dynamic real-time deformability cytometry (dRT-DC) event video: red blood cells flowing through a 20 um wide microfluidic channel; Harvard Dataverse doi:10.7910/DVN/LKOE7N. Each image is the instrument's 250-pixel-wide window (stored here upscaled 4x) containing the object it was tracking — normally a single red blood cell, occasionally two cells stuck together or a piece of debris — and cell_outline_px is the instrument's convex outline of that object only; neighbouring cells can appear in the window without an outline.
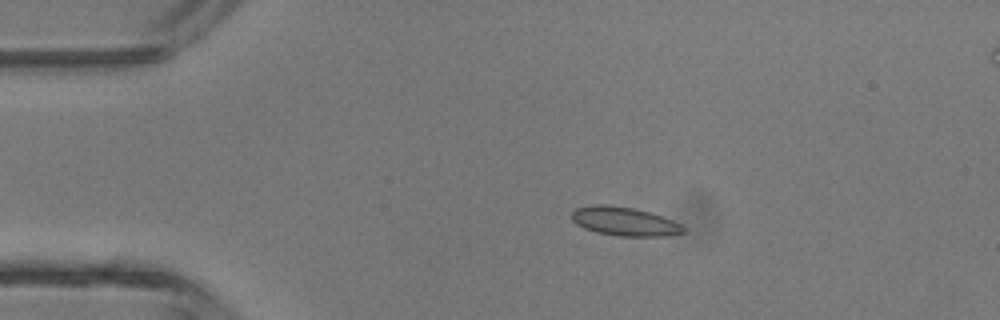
{"species": "common noctule bat (a hibernating species)", "species_latin": "Nyctalus noctula", "temperature_condition": "room temperature", "stored_images_in_passage": 5, "camera_frame_rate_fps": 3000, "um_per_image_px": 0.085, "animal": {"sex": "male", "body_mass_g": 13.3}, "frame": {"image": 1, "passage_image": 3, "time_ms": 2.333, "image_size_px": [1000, 320], "cell_outline_px": [[684, 232], [668, 236], [620, 236], [596, 232], [584, 228], [576, 224], [572, 220], [572, 212], [576, 208], [592, 204], [608, 204], [632, 208], [648, 212], [672, 220], [680, 224], [684, 228]], "centroid_in_image_um": [53.04, 18.82], "position_along_channel_um": 32.0, "area_um2": 18.61}}
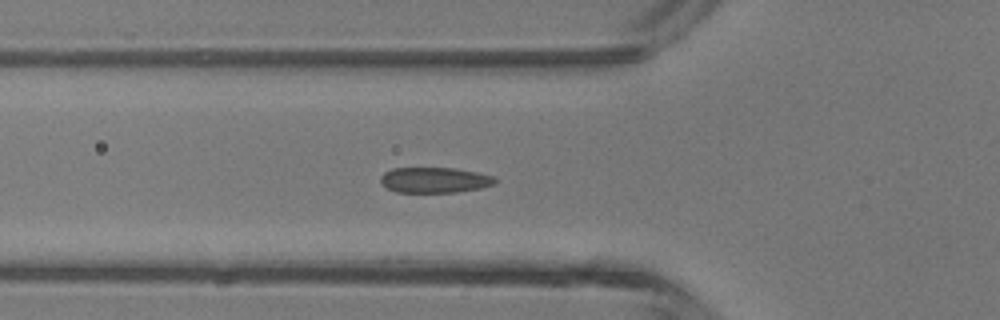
{"frame": {"image": 2, "passage_image": 5, "time_ms": 4.667, "image_size_px": [1000, 320], "cell_outline_px": [[496, 184], [480, 188], [456, 192], [396, 192], [388, 188], [380, 180], [380, 176], [384, 172], [392, 168], [456, 168], [476, 172], [492, 176], [496, 180]], "centroid_in_image_um": [36.94, 15.3], "position_along_channel_um": 88.9, "area_um2": 16.94}}